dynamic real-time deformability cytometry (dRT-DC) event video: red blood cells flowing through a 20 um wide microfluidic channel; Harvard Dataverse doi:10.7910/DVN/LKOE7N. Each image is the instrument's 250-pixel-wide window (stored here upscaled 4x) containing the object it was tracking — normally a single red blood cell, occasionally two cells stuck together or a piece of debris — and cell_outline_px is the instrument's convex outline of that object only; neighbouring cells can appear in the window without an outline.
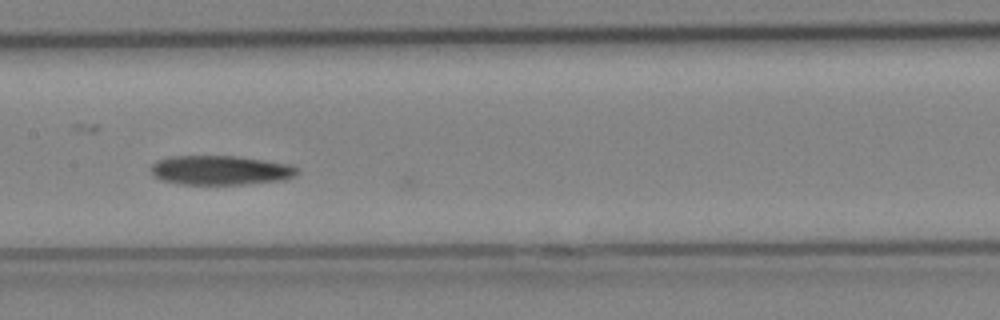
{"species": "Egyptian fruit bat (a non-hibernating species)", "species_latin": "Rousettus aegyptiacus", "temperature_condition": "cold", "stored_images_in_passage": 13, "camera_frame_rate_fps": 3000, "um_per_image_px": 0.085, "animal": {"sex": "female"}, "frame": {"image": 1, "passage_image": 6, "time_ms": 1.667, "image_size_px": [1000, 320], "cell_outline_px": [[300, 168], [296, 176], [284, 180], [244, 184], [180, 184], [160, 180], [152, 176], [152, 164], [160, 160], [172, 156], [236, 156], [292, 164]], "centroid_in_image_um": [18.79, 14.47], "position_along_channel_um": 188.6, "area_um2": 25.14}}
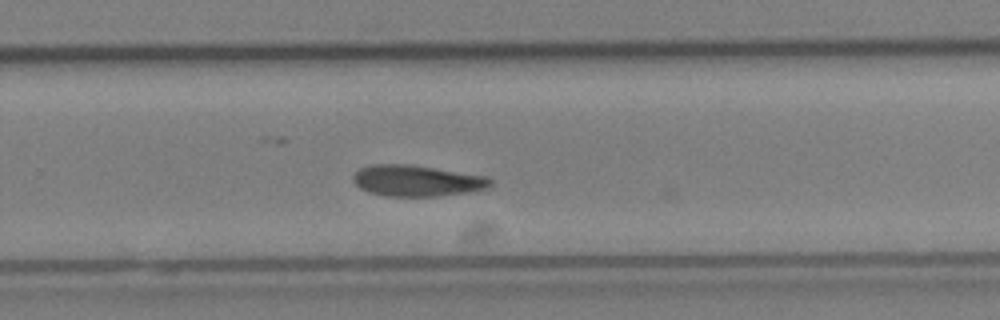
{"frame": {"image": 2, "passage_image": 11, "time_ms": 3.333, "image_size_px": [1000, 320], "cell_outline_px": [[492, 184], [488, 188], [468, 192], [436, 196], [384, 196], [368, 192], [360, 188], [352, 180], [352, 176], [360, 168], [372, 164], [412, 164], [488, 176], [492, 180]], "centroid_in_image_um": [35.44, 15.35], "position_along_channel_um": 294.4, "area_um2": 25.14}}